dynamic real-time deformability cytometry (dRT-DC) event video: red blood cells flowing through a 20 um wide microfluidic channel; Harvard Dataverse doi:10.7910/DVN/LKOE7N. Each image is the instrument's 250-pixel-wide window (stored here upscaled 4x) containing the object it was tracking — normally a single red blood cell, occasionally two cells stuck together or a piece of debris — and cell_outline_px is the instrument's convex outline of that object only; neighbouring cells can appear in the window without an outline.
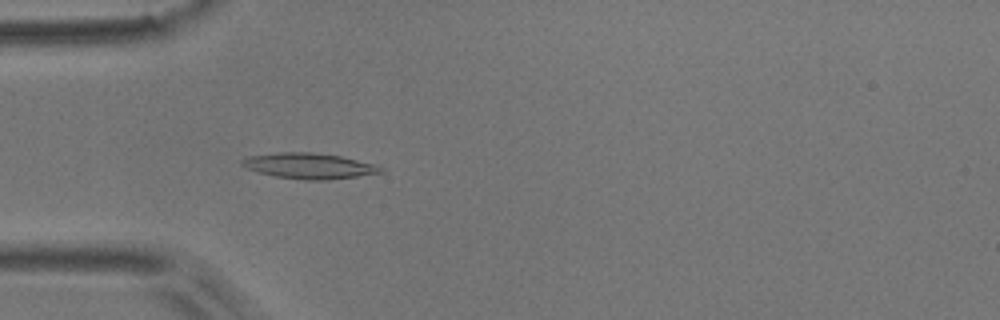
{"species": "common noctule bat (a hibernating species)", "species_latin": "Nyctalus noctula", "temperature_condition": "room temperature", "stored_images_in_passage": 4, "camera_frame_rate_fps": 3000, "um_per_image_px": 0.085, "animal": {"sex": "male", "body_mass_g": 17.9}, "frame": {"image": 1, "passage_image": 4, "time_ms": 1.0, "image_size_px": [1000, 320], "cell_outline_px": [[384, 172], [328, 180], [304, 180], [276, 176], [260, 172], [248, 168], [240, 164], [240, 160], [248, 156], [280, 152], [312, 152], [340, 156], [376, 164], [384, 168]], "centroid_in_image_um": [26.29, 14.09], "position_along_channel_um": 58.7, "area_um2": 20.63}}